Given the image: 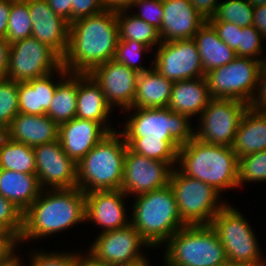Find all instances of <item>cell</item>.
<instances>
[{
	"mask_svg": "<svg viewBox=\"0 0 266 266\" xmlns=\"http://www.w3.org/2000/svg\"><path fill=\"white\" fill-rule=\"evenodd\" d=\"M254 7L247 0L221 1L208 22H230L240 27L253 25Z\"/></svg>",
	"mask_w": 266,
	"mask_h": 266,
	"instance_id": "d6a6232c",
	"label": "cell"
},
{
	"mask_svg": "<svg viewBox=\"0 0 266 266\" xmlns=\"http://www.w3.org/2000/svg\"><path fill=\"white\" fill-rule=\"evenodd\" d=\"M126 196L121 189L85 193V221L100 226L101 232L128 226Z\"/></svg>",
	"mask_w": 266,
	"mask_h": 266,
	"instance_id": "ac0fdd59",
	"label": "cell"
},
{
	"mask_svg": "<svg viewBox=\"0 0 266 266\" xmlns=\"http://www.w3.org/2000/svg\"><path fill=\"white\" fill-rule=\"evenodd\" d=\"M123 113L130 115L119 131L127 147L136 154L177 167L179 148L194 138L191 119L167 107L129 108Z\"/></svg>",
	"mask_w": 266,
	"mask_h": 266,
	"instance_id": "6da1fadb",
	"label": "cell"
},
{
	"mask_svg": "<svg viewBox=\"0 0 266 266\" xmlns=\"http://www.w3.org/2000/svg\"><path fill=\"white\" fill-rule=\"evenodd\" d=\"M247 103L234 99L211 98L198 117L194 137L213 145L231 147Z\"/></svg>",
	"mask_w": 266,
	"mask_h": 266,
	"instance_id": "8fae6325",
	"label": "cell"
},
{
	"mask_svg": "<svg viewBox=\"0 0 266 266\" xmlns=\"http://www.w3.org/2000/svg\"><path fill=\"white\" fill-rule=\"evenodd\" d=\"M164 245L162 266H224L228 263L225 249L210 225L180 228Z\"/></svg>",
	"mask_w": 266,
	"mask_h": 266,
	"instance_id": "52a82bcc",
	"label": "cell"
},
{
	"mask_svg": "<svg viewBox=\"0 0 266 266\" xmlns=\"http://www.w3.org/2000/svg\"><path fill=\"white\" fill-rule=\"evenodd\" d=\"M40 249V251H34L32 249V253L30 254L29 253V261H30V264H28L29 266H75L76 265V262L79 258V255L81 253H78L76 251H71V252H68L67 253L63 252H46L44 250ZM50 252V253H49ZM33 254V255H32Z\"/></svg>",
	"mask_w": 266,
	"mask_h": 266,
	"instance_id": "ab89813d",
	"label": "cell"
},
{
	"mask_svg": "<svg viewBox=\"0 0 266 266\" xmlns=\"http://www.w3.org/2000/svg\"><path fill=\"white\" fill-rule=\"evenodd\" d=\"M59 125L46 114L18 113L3 133L10 140L30 147L58 140Z\"/></svg>",
	"mask_w": 266,
	"mask_h": 266,
	"instance_id": "7402d4cb",
	"label": "cell"
},
{
	"mask_svg": "<svg viewBox=\"0 0 266 266\" xmlns=\"http://www.w3.org/2000/svg\"><path fill=\"white\" fill-rule=\"evenodd\" d=\"M17 247L18 245L3 260L0 261V266H23L24 261L21 260L22 257H20L19 254H16Z\"/></svg>",
	"mask_w": 266,
	"mask_h": 266,
	"instance_id": "816d5d0a",
	"label": "cell"
},
{
	"mask_svg": "<svg viewBox=\"0 0 266 266\" xmlns=\"http://www.w3.org/2000/svg\"><path fill=\"white\" fill-rule=\"evenodd\" d=\"M177 168L186 176L213 186L218 192L239 188L238 158L232 147L193 138L178 150Z\"/></svg>",
	"mask_w": 266,
	"mask_h": 266,
	"instance_id": "277c9868",
	"label": "cell"
},
{
	"mask_svg": "<svg viewBox=\"0 0 266 266\" xmlns=\"http://www.w3.org/2000/svg\"><path fill=\"white\" fill-rule=\"evenodd\" d=\"M128 9L116 11L119 40H134L147 47L157 48L162 42L159 30L141 18L128 13Z\"/></svg>",
	"mask_w": 266,
	"mask_h": 266,
	"instance_id": "1f68e13d",
	"label": "cell"
},
{
	"mask_svg": "<svg viewBox=\"0 0 266 266\" xmlns=\"http://www.w3.org/2000/svg\"><path fill=\"white\" fill-rule=\"evenodd\" d=\"M0 169L36 174V160L33 147L15 142L4 134H0Z\"/></svg>",
	"mask_w": 266,
	"mask_h": 266,
	"instance_id": "4dcf8cb0",
	"label": "cell"
},
{
	"mask_svg": "<svg viewBox=\"0 0 266 266\" xmlns=\"http://www.w3.org/2000/svg\"><path fill=\"white\" fill-rule=\"evenodd\" d=\"M137 0H101V3L105 10H125Z\"/></svg>",
	"mask_w": 266,
	"mask_h": 266,
	"instance_id": "f907efd6",
	"label": "cell"
},
{
	"mask_svg": "<svg viewBox=\"0 0 266 266\" xmlns=\"http://www.w3.org/2000/svg\"><path fill=\"white\" fill-rule=\"evenodd\" d=\"M249 106L259 110H266V61L260 67L257 89Z\"/></svg>",
	"mask_w": 266,
	"mask_h": 266,
	"instance_id": "ee69618b",
	"label": "cell"
},
{
	"mask_svg": "<svg viewBox=\"0 0 266 266\" xmlns=\"http://www.w3.org/2000/svg\"><path fill=\"white\" fill-rule=\"evenodd\" d=\"M0 244H17V241L13 239L1 226H0Z\"/></svg>",
	"mask_w": 266,
	"mask_h": 266,
	"instance_id": "db71d44e",
	"label": "cell"
},
{
	"mask_svg": "<svg viewBox=\"0 0 266 266\" xmlns=\"http://www.w3.org/2000/svg\"><path fill=\"white\" fill-rule=\"evenodd\" d=\"M146 247H149L147 249L152 248L129 224L121 229L99 233L89 246L87 254L97 262L121 266L143 259L146 254L142 249H146Z\"/></svg>",
	"mask_w": 266,
	"mask_h": 266,
	"instance_id": "4fadbf2b",
	"label": "cell"
},
{
	"mask_svg": "<svg viewBox=\"0 0 266 266\" xmlns=\"http://www.w3.org/2000/svg\"><path fill=\"white\" fill-rule=\"evenodd\" d=\"M121 266H151V265H150V262L148 260V256H146L137 262H134L131 264H125V265H121Z\"/></svg>",
	"mask_w": 266,
	"mask_h": 266,
	"instance_id": "9f6ffc18",
	"label": "cell"
},
{
	"mask_svg": "<svg viewBox=\"0 0 266 266\" xmlns=\"http://www.w3.org/2000/svg\"><path fill=\"white\" fill-rule=\"evenodd\" d=\"M56 15L72 23V0H47Z\"/></svg>",
	"mask_w": 266,
	"mask_h": 266,
	"instance_id": "f6af8a7d",
	"label": "cell"
},
{
	"mask_svg": "<svg viewBox=\"0 0 266 266\" xmlns=\"http://www.w3.org/2000/svg\"><path fill=\"white\" fill-rule=\"evenodd\" d=\"M32 22L28 8V0H14L8 20L6 41L12 44L31 37Z\"/></svg>",
	"mask_w": 266,
	"mask_h": 266,
	"instance_id": "836d02e7",
	"label": "cell"
},
{
	"mask_svg": "<svg viewBox=\"0 0 266 266\" xmlns=\"http://www.w3.org/2000/svg\"><path fill=\"white\" fill-rule=\"evenodd\" d=\"M169 185L174 192L180 218L186 226L210 225L228 203L227 200L220 201L222 193L213 186L186 176L177 167L172 169Z\"/></svg>",
	"mask_w": 266,
	"mask_h": 266,
	"instance_id": "9c48e42d",
	"label": "cell"
},
{
	"mask_svg": "<svg viewBox=\"0 0 266 266\" xmlns=\"http://www.w3.org/2000/svg\"><path fill=\"white\" fill-rule=\"evenodd\" d=\"M253 26L266 39V5L254 7Z\"/></svg>",
	"mask_w": 266,
	"mask_h": 266,
	"instance_id": "c3c4849f",
	"label": "cell"
},
{
	"mask_svg": "<svg viewBox=\"0 0 266 266\" xmlns=\"http://www.w3.org/2000/svg\"><path fill=\"white\" fill-rule=\"evenodd\" d=\"M231 147L238 159L266 149V110L246 109Z\"/></svg>",
	"mask_w": 266,
	"mask_h": 266,
	"instance_id": "cb8c5ba5",
	"label": "cell"
},
{
	"mask_svg": "<svg viewBox=\"0 0 266 266\" xmlns=\"http://www.w3.org/2000/svg\"><path fill=\"white\" fill-rule=\"evenodd\" d=\"M210 226L225 249L228 263L266 266L254 229L236 207L227 203L212 219Z\"/></svg>",
	"mask_w": 266,
	"mask_h": 266,
	"instance_id": "ba28073f",
	"label": "cell"
},
{
	"mask_svg": "<svg viewBox=\"0 0 266 266\" xmlns=\"http://www.w3.org/2000/svg\"><path fill=\"white\" fill-rule=\"evenodd\" d=\"M14 0H0V38L6 39L10 9Z\"/></svg>",
	"mask_w": 266,
	"mask_h": 266,
	"instance_id": "7dc6e473",
	"label": "cell"
},
{
	"mask_svg": "<svg viewBox=\"0 0 266 266\" xmlns=\"http://www.w3.org/2000/svg\"><path fill=\"white\" fill-rule=\"evenodd\" d=\"M216 30L218 37L232 50L239 47L240 30L242 27L230 22H209Z\"/></svg>",
	"mask_w": 266,
	"mask_h": 266,
	"instance_id": "b9f144b4",
	"label": "cell"
},
{
	"mask_svg": "<svg viewBox=\"0 0 266 266\" xmlns=\"http://www.w3.org/2000/svg\"><path fill=\"white\" fill-rule=\"evenodd\" d=\"M263 40L264 37L253 25L242 27L240 30L239 47L235 51L236 55L260 60L263 63L266 61V56H263L265 54L263 53L264 47L261 46Z\"/></svg>",
	"mask_w": 266,
	"mask_h": 266,
	"instance_id": "74e56055",
	"label": "cell"
},
{
	"mask_svg": "<svg viewBox=\"0 0 266 266\" xmlns=\"http://www.w3.org/2000/svg\"><path fill=\"white\" fill-rule=\"evenodd\" d=\"M247 2L253 7H256L259 5H266V0H247Z\"/></svg>",
	"mask_w": 266,
	"mask_h": 266,
	"instance_id": "6f0895ef",
	"label": "cell"
},
{
	"mask_svg": "<svg viewBox=\"0 0 266 266\" xmlns=\"http://www.w3.org/2000/svg\"><path fill=\"white\" fill-rule=\"evenodd\" d=\"M85 212V193L78 187L42 190L23 213V229L17 245L68 231L86 222Z\"/></svg>",
	"mask_w": 266,
	"mask_h": 266,
	"instance_id": "3957f363",
	"label": "cell"
},
{
	"mask_svg": "<svg viewBox=\"0 0 266 266\" xmlns=\"http://www.w3.org/2000/svg\"><path fill=\"white\" fill-rule=\"evenodd\" d=\"M164 15L159 30L161 41L193 39L207 21L189 0H163Z\"/></svg>",
	"mask_w": 266,
	"mask_h": 266,
	"instance_id": "44dd1931",
	"label": "cell"
},
{
	"mask_svg": "<svg viewBox=\"0 0 266 266\" xmlns=\"http://www.w3.org/2000/svg\"><path fill=\"white\" fill-rule=\"evenodd\" d=\"M210 99L205 77L176 81L167 108L192 119L200 116Z\"/></svg>",
	"mask_w": 266,
	"mask_h": 266,
	"instance_id": "d4e9b609",
	"label": "cell"
},
{
	"mask_svg": "<svg viewBox=\"0 0 266 266\" xmlns=\"http://www.w3.org/2000/svg\"><path fill=\"white\" fill-rule=\"evenodd\" d=\"M131 207L130 224L149 243L152 250L163 247L180 228L182 222L174 192L168 184L136 196Z\"/></svg>",
	"mask_w": 266,
	"mask_h": 266,
	"instance_id": "5b68a950",
	"label": "cell"
},
{
	"mask_svg": "<svg viewBox=\"0 0 266 266\" xmlns=\"http://www.w3.org/2000/svg\"><path fill=\"white\" fill-rule=\"evenodd\" d=\"M54 73V74H53ZM58 71L35 78L28 82H19V113L30 115L46 114L58 85L55 81Z\"/></svg>",
	"mask_w": 266,
	"mask_h": 266,
	"instance_id": "484cf974",
	"label": "cell"
},
{
	"mask_svg": "<svg viewBox=\"0 0 266 266\" xmlns=\"http://www.w3.org/2000/svg\"><path fill=\"white\" fill-rule=\"evenodd\" d=\"M23 211L0 194V226L17 242L23 229Z\"/></svg>",
	"mask_w": 266,
	"mask_h": 266,
	"instance_id": "f35d334b",
	"label": "cell"
},
{
	"mask_svg": "<svg viewBox=\"0 0 266 266\" xmlns=\"http://www.w3.org/2000/svg\"><path fill=\"white\" fill-rule=\"evenodd\" d=\"M58 77L59 83L46 115L59 125L76 117L78 73H69L62 66Z\"/></svg>",
	"mask_w": 266,
	"mask_h": 266,
	"instance_id": "f546056e",
	"label": "cell"
},
{
	"mask_svg": "<svg viewBox=\"0 0 266 266\" xmlns=\"http://www.w3.org/2000/svg\"><path fill=\"white\" fill-rule=\"evenodd\" d=\"M201 16L208 20L211 18L217 9L220 0H189Z\"/></svg>",
	"mask_w": 266,
	"mask_h": 266,
	"instance_id": "bcb514c9",
	"label": "cell"
},
{
	"mask_svg": "<svg viewBox=\"0 0 266 266\" xmlns=\"http://www.w3.org/2000/svg\"><path fill=\"white\" fill-rule=\"evenodd\" d=\"M85 251H83L76 262L75 266H114L110 264L100 263L95 260H93L88 254H83Z\"/></svg>",
	"mask_w": 266,
	"mask_h": 266,
	"instance_id": "f5cc1de1",
	"label": "cell"
},
{
	"mask_svg": "<svg viewBox=\"0 0 266 266\" xmlns=\"http://www.w3.org/2000/svg\"><path fill=\"white\" fill-rule=\"evenodd\" d=\"M262 62L237 56L205 74L211 98L234 99L250 105L257 89Z\"/></svg>",
	"mask_w": 266,
	"mask_h": 266,
	"instance_id": "30bf717a",
	"label": "cell"
},
{
	"mask_svg": "<svg viewBox=\"0 0 266 266\" xmlns=\"http://www.w3.org/2000/svg\"><path fill=\"white\" fill-rule=\"evenodd\" d=\"M62 67V58L49 46L34 37L10 44L7 78L28 82Z\"/></svg>",
	"mask_w": 266,
	"mask_h": 266,
	"instance_id": "7c38bea8",
	"label": "cell"
},
{
	"mask_svg": "<svg viewBox=\"0 0 266 266\" xmlns=\"http://www.w3.org/2000/svg\"><path fill=\"white\" fill-rule=\"evenodd\" d=\"M36 175L42 190L77 187V163L64 152L59 140L33 147Z\"/></svg>",
	"mask_w": 266,
	"mask_h": 266,
	"instance_id": "9a60e30c",
	"label": "cell"
},
{
	"mask_svg": "<svg viewBox=\"0 0 266 266\" xmlns=\"http://www.w3.org/2000/svg\"><path fill=\"white\" fill-rule=\"evenodd\" d=\"M193 40L199 51L205 74L228 64L237 57L236 52L218 37L216 30L208 21L200 27Z\"/></svg>",
	"mask_w": 266,
	"mask_h": 266,
	"instance_id": "83f0119b",
	"label": "cell"
},
{
	"mask_svg": "<svg viewBox=\"0 0 266 266\" xmlns=\"http://www.w3.org/2000/svg\"><path fill=\"white\" fill-rule=\"evenodd\" d=\"M31 36L52 48L61 58L66 54L70 23L56 15L47 0H28Z\"/></svg>",
	"mask_w": 266,
	"mask_h": 266,
	"instance_id": "d6986e66",
	"label": "cell"
},
{
	"mask_svg": "<svg viewBox=\"0 0 266 266\" xmlns=\"http://www.w3.org/2000/svg\"><path fill=\"white\" fill-rule=\"evenodd\" d=\"M239 188L244 183L266 182V149L238 159Z\"/></svg>",
	"mask_w": 266,
	"mask_h": 266,
	"instance_id": "d590c367",
	"label": "cell"
},
{
	"mask_svg": "<svg viewBox=\"0 0 266 266\" xmlns=\"http://www.w3.org/2000/svg\"><path fill=\"white\" fill-rule=\"evenodd\" d=\"M41 191L36 174L0 169V194L23 212L39 197Z\"/></svg>",
	"mask_w": 266,
	"mask_h": 266,
	"instance_id": "4316f807",
	"label": "cell"
},
{
	"mask_svg": "<svg viewBox=\"0 0 266 266\" xmlns=\"http://www.w3.org/2000/svg\"><path fill=\"white\" fill-rule=\"evenodd\" d=\"M109 133L101 123L75 117L59 124L58 140L69 158L78 163Z\"/></svg>",
	"mask_w": 266,
	"mask_h": 266,
	"instance_id": "ffe728a7",
	"label": "cell"
},
{
	"mask_svg": "<svg viewBox=\"0 0 266 266\" xmlns=\"http://www.w3.org/2000/svg\"><path fill=\"white\" fill-rule=\"evenodd\" d=\"M104 10L101 0H72V22L100 14Z\"/></svg>",
	"mask_w": 266,
	"mask_h": 266,
	"instance_id": "7bdbcfd3",
	"label": "cell"
},
{
	"mask_svg": "<svg viewBox=\"0 0 266 266\" xmlns=\"http://www.w3.org/2000/svg\"><path fill=\"white\" fill-rule=\"evenodd\" d=\"M111 113L100 85L89 73H78L76 118L101 123L111 133L116 131L108 122Z\"/></svg>",
	"mask_w": 266,
	"mask_h": 266,
	"instance_id": "603a6c76",
	"label": "cell"
},
{
	"mask_svg": "<svg viewBox=\"0 0 266 266\" xmlns=\"http://www.w3.org/2000/svg\"><path fill=\"white\" fill-rule=\"evenodd\" d=\"M10 44L6 39L0 38V79L7 78Z\"/></svg>",
	"mask_w": 266,
	"mask_h": 266,
	"instance_id": "681fc988",
	"label": "cell"
},
{
	"mask_svg": "<svg viewBox=\"0 0 266 266\" xmlns=\"http://www.w3.org/2000/svg\"><path fill=\"white\" fill-rule=\"evenodd\" d=\"M224 266H249V265L227 263V264L224 265Z\"/></svg>",
	"mask_w": 266,
	"mask_h": 266,
	"instance_id": "680465c9",
	"label": "cell"
},
{
	"mask_svg": "<svg viewBox=\"0 0 266 266\" xmlns=\"http://www.w3.org/2000/svg\"><path fill=\"white\" fill-rule=\"evenodd\" d=\"M126 151L119 131L109 133L77 163V187L84 193L121 189Z\"/></svg>",
	"mask_w": 266,
	"mask_h": 266,
	"instance_id": "8992f818",
	"label": "cell"
},
{
	"mask_svg": "<svg viewBox=\"0 0 266 266\" xmlns=\"http://www.w3.org/2000/svg\"><path fill=\"white\" fill-rule=\"evenodd\" d=\"M17 244H0V261L3 260Z\"/></svg>",
	"mask_w": 266,
	"mask_h": 266,
	"instance_id": "11a10c76",
	"label": "cell"
},
{
	"mask_svg": "<svg viewBox=\"0 0 266 266\" xmlns=\"http://www.w3.org/2000/svg\"><path fill=\"white\" fill-rule=\"evenodd\" d=\"M132 8H140L136 13L132 10L133 15L141 18L148 24L154 26L156 29H161L162 18L164 15L163 0H137L129 7L128 10Z\"/></svg>",
	"mask_w": 266,
	"mask_h": 266,
	"instance_id": "60d3db41",
	"label": "cell"
},
{
	"mask_svg": "<svg viewBox=\"0 0 266 266\" xmlns=\"http://www.w3.org/2000/svg\"><path fill=\"white\" fill-rule=\"evenodd\" d=\"M151 61L153 69L176 82L205 77L200 54L193 39L163 41Z\"/></svg>",
	"mask_w": 266,
	"mask_h": 266,
	"instance_id": "5bb4252c",
	"label": "cell"
},
{
	"mask_svg": "<svg viewBox=\"0 0 266 266\" xmlns=\"http://www.w3.org/2000/svg\"><path fill=\"white\" fill-rule=\"evenodd\" d=\"M172 169L168 162L141 156L127 147L121 190L130 197L165 187Z\"/></svg>",
	"mask_w": 266,
	"mask_h": 266,
	"instance_id": "2e32d148",
	"label": "cell"
},
{
	"mask_svg": "<svg viewBox=\"0 0 266 266\" xmlns=\"http://www.w3.org/2000/svg\"><path fill=\"white\" fill-rule=\"evenodd\" d=\"M173 83L153 68L139 73L132 108H166Z\"/></svg>",
	"mask_w": 266,
	"mask_h": 266,
	"instance_id": "f1b7e54d",
	"label": "cell"
},
{
	"mask_svg": "<svg viewBox=\"0 0 266 266\" xmlns=\"http://www.w3.org/2000/svg\"><path fill=\"white\" fill-rule=\"evenodd\" d=\"M150 50L152 49L138 41L118 40L114 60L139 73L146 72L152 69L153 66L146 68L141 63L139 64L138 60L145 55L144 52L148 53L147 51Z\"/></svg>",
	"mask_w": 266,
	"mask_h": 266,
	"instance_id": "8d00e7d4",
	"label": "cell"
},
{
	"mask_svg": "<svg viewBox=\"0 0 266 266\" xmlns=\"http://www.w3.org/2000/svg\"><path fill=\"white\" fill-rule=\"evenodd\" d=\"M119 40L116 11L77 19L70 23L69 42L62 66L69 73H89L114 59Z\"/></svg>",
	"mask_w": 266,
	"mask_h": 266,
	"instance_id": "7a4b0ae2",
	"label": "cell"
},
{
	"mask_svg": "<svg viewBox=\"0 0 266 266\" xmlns=\"http://www.w3.org/2000/svg\"><path fill=\"white\" fill-rule=\"evenodd\" d=\"M89 74L100 85L112 109L119 107V110L125 111L132 108L139 72L113 59L97 65Z\"/></svg>",
	"mask_w": 266,
	"mask_h": 266,
	"instance_id": "e0dca14e",
	"label": "cell"
},
{
	"mask_svg": "<svg viewBox=\"0 0 266 266\" xmlns=\"http://www.w3.org/2000/svg\"><path fill=\"white\" fill-rule=\"evenodd\" d=\"M18 87L16 81L0 79V134L8 129L19 113Z\"/></svg>",
	"mask_w": 266,
	"mask_h": 266,
	"instance_id": "e575fe53",
	"label": "cell"
}]
</instances>
